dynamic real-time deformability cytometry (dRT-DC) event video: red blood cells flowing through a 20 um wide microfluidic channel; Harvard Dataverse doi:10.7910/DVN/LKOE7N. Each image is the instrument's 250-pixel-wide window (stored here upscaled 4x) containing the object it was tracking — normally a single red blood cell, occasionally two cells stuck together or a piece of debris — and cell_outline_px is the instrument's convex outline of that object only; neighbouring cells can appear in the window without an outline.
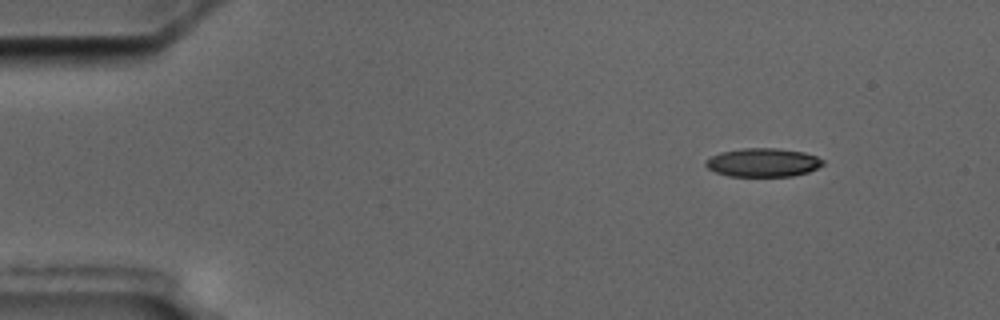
{"species": "common noctule bat (a hibernating species)", "species_latin": "Nyctalus noctula", "temperature_condition": "cold", "stored_images_in_passage": 4, "camera_frame_rate_fps": 3000, "um_per_image_px": 0.085, "animal": {"sex": "male", "body_mass_g": 17.5, "forearm_length_mm": 52.3}, "frame": {"image": 1, "passage_image": 1, "time_ms": 0.0, "image_size_px": [1000, 320], "cell_outline_px": [[824, 164], [808, 172], [792, 176], [728, 176], [716, 172], [708, 168], [704, 164], [704, 160], [720, 152], [740, 148], [776, 148], [804, 152], [816, 156], [824, 160]], "centroid_in_image_um": [64.83, 13.81], "position_along_channel_um": 20.2, "area_um2": 19.59}}
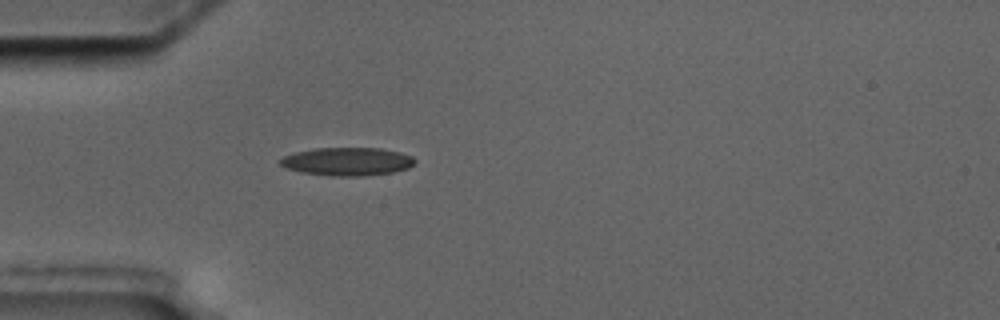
{"frame": {"image": 2, "passage_image": 4, "time_ms": 3.333, "image_size_px": [1000, 320], "cell_outline_px": [[416, 164], [408, 168], [392, 172], [360, 176], [332, 176], [304, 172], [284, 168], [280, 164], [280, 160], [284, 156], [296, 152], [316, 148], [380, 148], [400, 152], [412, 156], [416, 160]], "centroid_in_image_um": [29.55, 13.72], "position_along_channel_um": 55.5, "area_um2": 22.02}}